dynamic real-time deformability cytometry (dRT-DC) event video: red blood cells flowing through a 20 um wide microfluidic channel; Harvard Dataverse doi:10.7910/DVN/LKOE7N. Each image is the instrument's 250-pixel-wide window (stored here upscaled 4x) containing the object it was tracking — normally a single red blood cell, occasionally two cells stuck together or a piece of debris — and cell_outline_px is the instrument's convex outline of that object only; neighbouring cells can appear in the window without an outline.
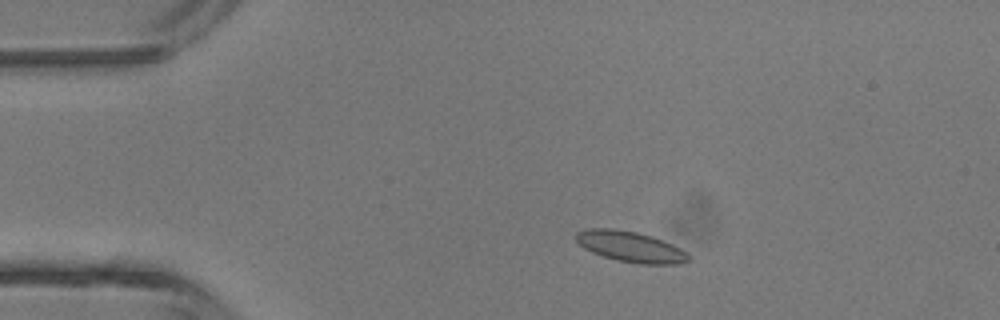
{"species": "common noctule bat (a hibernating species)", "species_latin": "Nyctalus noctula", "temperature_condition": "room temperature", "stored_images_in_passage": 2, "camera_frame_rate_fps": 3000, "um_per_image_px": 0.085, "animal": {"sex": "male", "body_mass_g": 13.3}, "frame": {"image": 1, "passage_image": 1, "time_ms": 0.0, "image_size_px": [1000, 320], "cell_outline_px": [[692, 260], [680, 264], [640, 264], [616, 260], [592, 252], [584, 248], [576, 240], [576, 232], [588, 228], [612, 228], [636, 232], [652, 236], [672, 244], [688, 252], [692, 256]], "centroid_in_image_um": [53.65, 20.98], "position_along_channel_um": 31.4, "area_um2": 20.29}}